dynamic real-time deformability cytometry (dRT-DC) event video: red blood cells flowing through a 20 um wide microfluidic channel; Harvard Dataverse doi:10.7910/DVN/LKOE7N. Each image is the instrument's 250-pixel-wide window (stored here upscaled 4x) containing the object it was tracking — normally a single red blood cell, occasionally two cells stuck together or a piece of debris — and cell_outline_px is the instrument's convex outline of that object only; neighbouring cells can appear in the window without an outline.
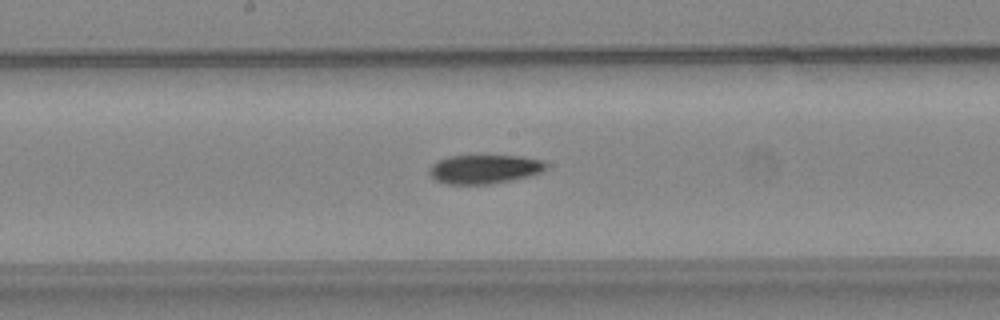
{"species": "common noctule bat (a hibernating species)", "species_latin": "Nyctalus noctula", "temperature_condition": "warm", "stored_images_in_passage": 41, "camera_frame_rate_fps": 3000, "um_per_image_px": 0.085, "animal": {"sex": "female", "body_mass_g": 24.6, "forearm_length_mm": 56.2}, "frame": {"image": 1, "passage_image": 21, "time_ms": 6.667, "image_size_px": [1000, 320], "cell_outline_px": [[548, 168], [540, 172], [528, 176], [512, 180], [488, 184], [448, 184], [436, 180], [428, 172], [428, 168], [432, 164], [448, 156], [520, 156], [544, 160], [548, 164]], "centroid_in_image_um": [41.19, 14.37], "position_along_channel_um": 207.0, "area_um2": 19.65}}
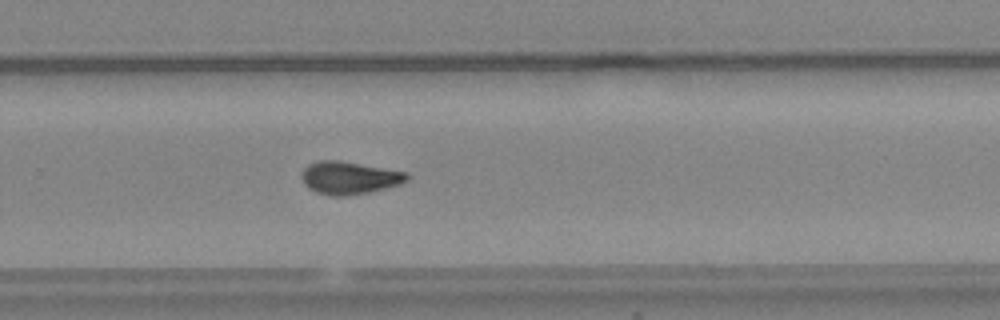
{"frame": {"image": 2, "passage_image": 28, "time_ms": 9.0, "image_size_px": [1000, 320], "cell_outline_px": [[408, 180], [400, 184], [368, 192], [348, 196], [332, 196], [316, 192], [308, 188], [304, 184], [300, 176], [304, 168], [308, 164], [320, 160], [340, 160], [408, 172]], "centroid_in_image_um": [29.66, 15.11], "position_along_channel_um": 300.1, "area_um2": 20.17}}
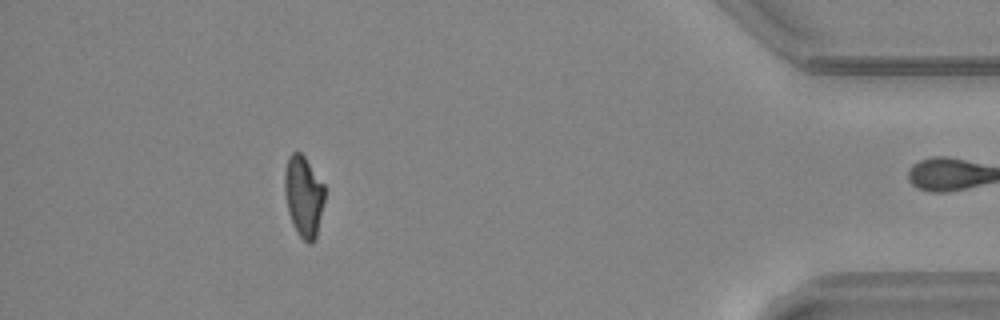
{"frame": {"image": 3, "passage_image": 40, "time_ms": 13.0, "image_size_px": [1000, 320], "cell_outline_px": [[324, 200], [316, 236], [312, 244], [308, 244], [300, 236], [292, 224], [288, 212], [284, 192], [284, 172], [288, 156], [292, 152], [300, 152], [304, 156], [324, 184]], "centroid_in_image_um": [25.79, 16.66], "position_along_channel_um": 409.4, "area_um2": 18.9}, "authors_computed_cell_mechanics": {"area_um2": 19.652, "velocity_mm_per_s": 4.0141, "shape_relaxation_time_tau1_ms": null, "shape_relaxation_time_tau2_ms": 9.4647, "deformation_change_tau1": null, "deformation_change_tau2": 0.1878}}